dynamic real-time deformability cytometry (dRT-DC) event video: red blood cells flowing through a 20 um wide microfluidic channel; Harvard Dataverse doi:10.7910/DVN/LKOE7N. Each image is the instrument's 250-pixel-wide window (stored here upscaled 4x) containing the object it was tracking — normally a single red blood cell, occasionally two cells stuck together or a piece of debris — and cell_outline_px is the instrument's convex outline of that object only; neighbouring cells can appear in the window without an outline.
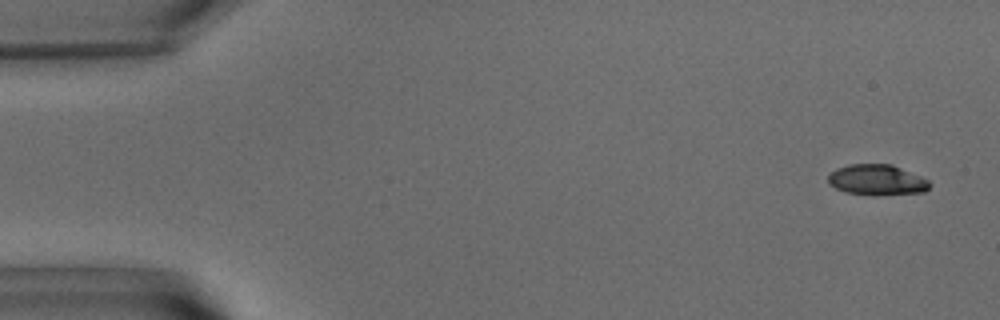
{"species": "common noctule bat (a hibernating species)", "species_latin": "Nyctalus noctula", "temperature_condition": "warm", "stored_images_in_passage": 56, "camera_frame_rate_fps": 3000, "um_per_image_px": 0.085, "animal": {"sex": "male", "body_mass_g": 15.6}, "frame": {"image": 1, "passage_image": 3, "time_ms": 0.667, "image_size_px": [1000, 320], "cell_outline_px": [[932, 184], [924, 192], [872, 196], [844, 192], [828, 184], [828, 176], [836, 168], [848, 164], [892, 164], [920, 176], [928, 180]], "centroid_in_image_um": [74.52, 15.3], "position_along_channel_um": 10.5, "area_um2": 18.32}}
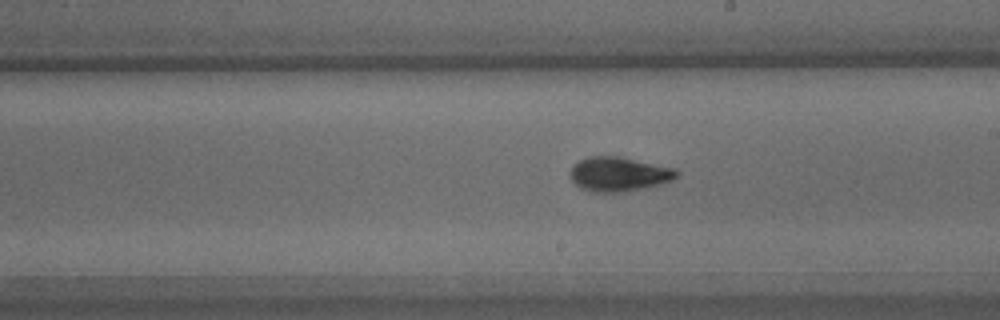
{"frame": {"image": 2, "passage_image": 32, "time_ms": 10.333, "image_size_px": [1000, 320], "cell_outline_px": [[680, 172], [672, 180], [660, 184], [624, 192], [592, 192], [580, 188], [572, 180], [568, 172], [580, 160], [588, 156], [616, 156], [676, 168]], "centroid_in_image_um": [52.59, 14.8], "position_along_channel_um": 236.4, "area_um2": 21.21}}
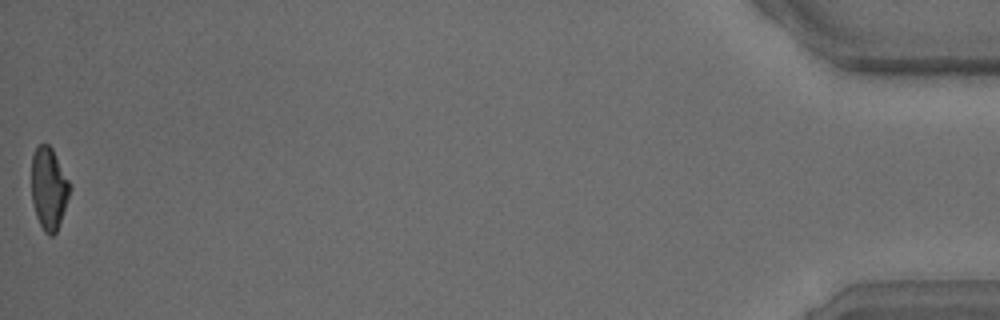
{"frame": {"image": 3, "passage_image": 56, "time_ms": 18.333, "image_size_px": [1000, 320], "cell_outline_px": [[72, 188], [56, 232], [52, 236], [48, 236], [44, 232], [36, 216], [32, 200], [32, 156], [36, 148], [40, 144], [48, 144], [52, 148], [72, 184]], "centroid_in_image_um": [4.17, 16.01], "position_along_channel_um": 431.0, "area_um2": 18.44}, "authors_computed_cell_mechanics": {"area_um2": 19.5653, "velocity_mm_per_s": 3.6537, "shape_relaxation_time_tau1_ms": 4.3296, "shape_relaxation_time_tau2_ms": 1.9822, "deformation_change_tau1": 0.1702, "deformation_change_tau2": 0.0762}}